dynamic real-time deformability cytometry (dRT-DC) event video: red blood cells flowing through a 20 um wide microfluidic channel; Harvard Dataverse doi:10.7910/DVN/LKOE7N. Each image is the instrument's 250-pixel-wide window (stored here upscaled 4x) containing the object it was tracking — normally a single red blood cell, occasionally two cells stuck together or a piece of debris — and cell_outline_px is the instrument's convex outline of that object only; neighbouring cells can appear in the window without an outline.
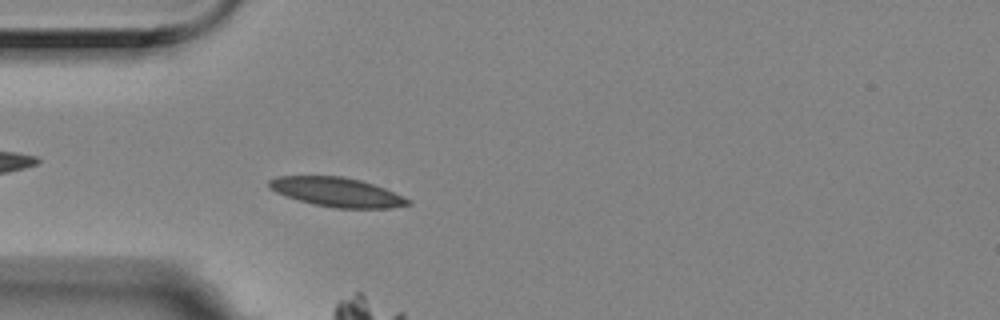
{"species": "Egyptian fruit bat (a non-hibernating species)", "species_latin": "Rousettus aegyptiacus", "temperature_condition": "room temperature", "stored_images_in_passage": 13, "camera_frame_rate_fps": 3000, "um_per_image_px": 0.085, "animal": {"sex": "female"}, "frame": {"image": 1, "passage_image": 11, "time_ms": 3.333, "image_size_px": [1000, 320], "cell_outline_px": [[412, 204], [392, 208], [336, 208], [312, 204], [276, 192], [268, 188], [268, 180], [276, 176], [344, 176], [360, 180], [384, 188], [404, 196], [412, 200]], "centroid_in_image_um": [28.66, 16.33], "position_along_channel_um": 56.3, "area_um2": 23.7}}